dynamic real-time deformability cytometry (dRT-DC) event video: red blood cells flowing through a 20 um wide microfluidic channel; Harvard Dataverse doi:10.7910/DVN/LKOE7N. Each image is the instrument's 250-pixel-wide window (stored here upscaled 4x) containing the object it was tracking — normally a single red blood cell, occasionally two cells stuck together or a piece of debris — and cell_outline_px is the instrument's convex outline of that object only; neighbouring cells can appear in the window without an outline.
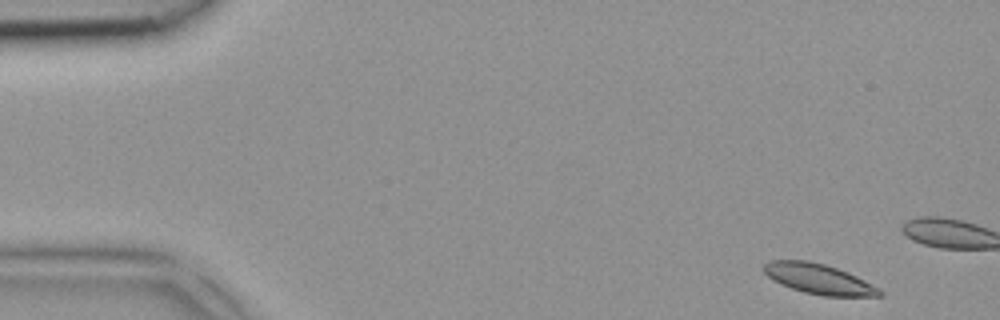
{"species": "common noctule bat (a hibernating species)", "species_latin": "Nyctalus noctula", "temperature_condition": "room temperature", "stored_images_in_passage": 3, "camera_frame_rate_fps": 3000, "um_per_image_px": 0.085, "animal": {"sex": "female", "body_mass_g": 18.4}, "frame": {"image": 1, "passage_image": 1, "time_ms": 0.0, "image_size_px": [1000, 320], "cell_outline_px": [[884, 296], [824, 296], [804, 292], [780, 284], [772, 280], [760, 268], [768, 260], [808, 260], [824, 264], [848, 272], [880, 288], [884, 292]], "centroid_in_image_um": [69.58, 23.7], "position_along_channel_um": 15.4, "area_um2": 20.52}}